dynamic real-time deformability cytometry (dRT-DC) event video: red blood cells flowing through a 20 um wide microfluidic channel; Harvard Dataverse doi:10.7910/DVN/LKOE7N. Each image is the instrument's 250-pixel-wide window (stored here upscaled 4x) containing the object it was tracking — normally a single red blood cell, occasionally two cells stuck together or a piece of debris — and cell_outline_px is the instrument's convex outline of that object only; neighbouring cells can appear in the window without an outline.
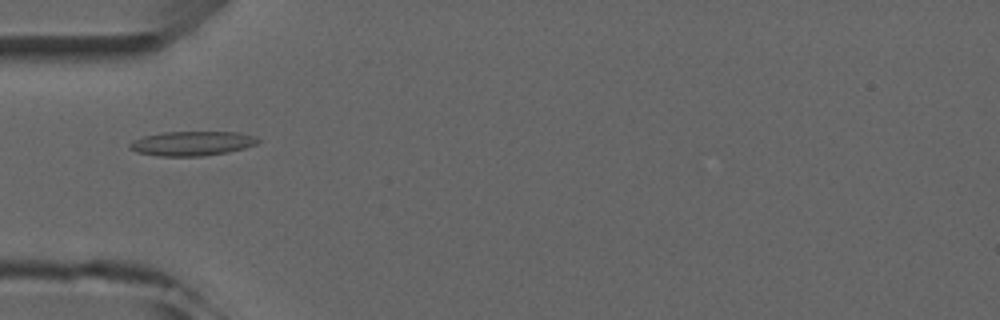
{"species": "common noctule bat (a hibernating species)", "species_latin": "Nyctalus noctula", "temperature_condition": "room temperature", "stored_images_in_passage": 5, "camera_frame_rate_fps": 3000, "um_per_image_px": 0.085, "animal": {"sex": "male", "forearm_length_mm": 52.5}, "frame": {"image": 1, "passage_image": 4, "time_ms": 4.333, "image_size_px": [1000, 320], "cell_outline_px": [[260, 140], [256, 144], [244, 148], [228, 152], [204, 156], [156, 156], [136, 152], [128, 148], [128, 144], [132, 140], [144, 136], [164, 132], [240, 132], [256, 136]], "centroid_in_image_um": [16.3, 12.19], "position_along_channel_um": 68.7, "area_um2": 18.44}}
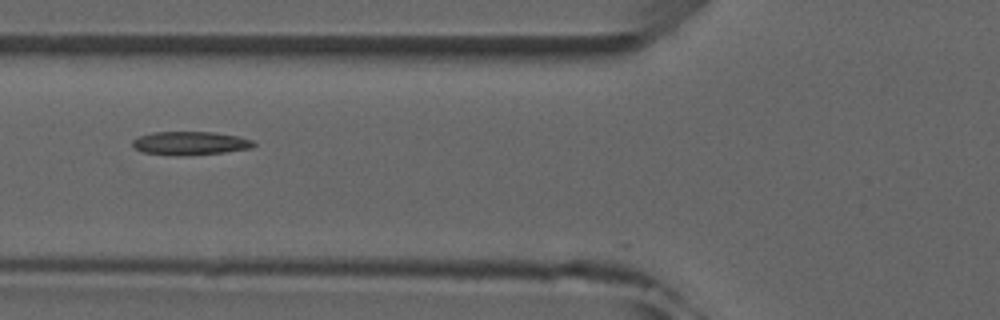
{"frame": {"image": 2, "passage_image": 5, "time_ms": 5.333, "image_size_px": [1000, 320], "cell_outline_px": [[256, 144], [252, 148], [224, 152], [180, 156], [176, 156], [140, 152], [132, 144], [132, 140], [140, 136], [152, 132], [212, 132], [236, 136], [252, 140]], "centroid_in_image_um": [16.14, 12.18], "position_along_channel_um": 109.7, "area_um2": 16.53}}